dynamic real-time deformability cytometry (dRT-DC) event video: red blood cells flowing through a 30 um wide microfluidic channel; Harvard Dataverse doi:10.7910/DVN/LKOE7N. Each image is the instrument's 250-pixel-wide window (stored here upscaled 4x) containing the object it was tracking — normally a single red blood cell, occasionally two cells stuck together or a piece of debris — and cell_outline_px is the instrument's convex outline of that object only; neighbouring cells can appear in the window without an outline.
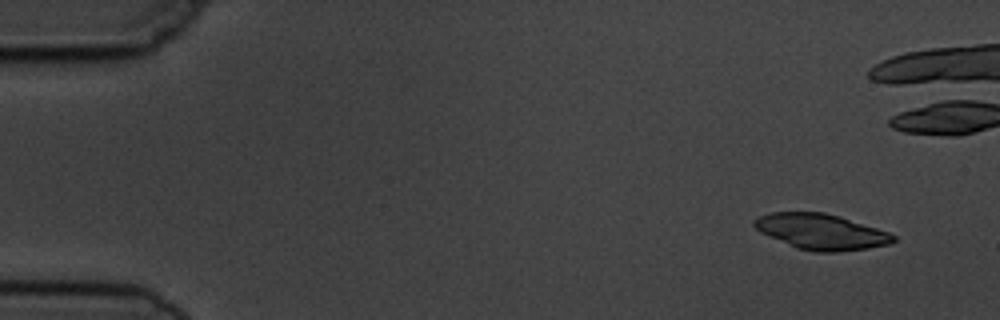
{"species": "common noctule bat (a hibernating species)", "species_latin": "Nyctalus noctula", "temperature_condition": "cold", "stored_images_in_passage": 7, "camera_frame_rate_fps": 3000, "um_per_image_px": 0.085, "animal": {"sex": "male", "body_mass_g": 19.5, "forearm_length_mm": 54.6}, "frame": {"image": 1, "passage_image": 1, "time_ms": 0.0, "image_size_px": [1000, 320], "cell_outline_px": [[896, 240], [888, 244], [868, 248], [836, 252], [816, 252], [796, 248], [768, 236], [760, 232], [752, 224], [752, 220], [756, 216], [772, 212], [824, 212], [840, 216], [888, 232], [896, 236]], "centroid_in_image_um": [69.75, 19.69], "position_along_channel_um": 15.3, "area_um2": 28.9}}